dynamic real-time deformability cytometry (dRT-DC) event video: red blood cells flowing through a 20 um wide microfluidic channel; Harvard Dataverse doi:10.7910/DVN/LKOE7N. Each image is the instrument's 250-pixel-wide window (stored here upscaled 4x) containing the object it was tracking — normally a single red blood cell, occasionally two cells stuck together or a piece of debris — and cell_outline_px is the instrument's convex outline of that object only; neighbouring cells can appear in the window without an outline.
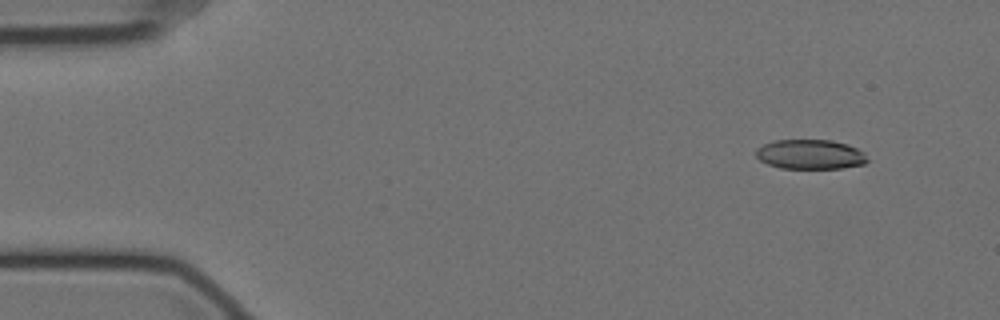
{"species": "Egyptian fruit bat (a non-hibernating species)", "species_latin": "Rousettus aegyptiacus", "temperature_condition": "cold", "stored_images_in_passage": 54, "camera_frame_rate_fps": 3000, "um_per_image_px": 0.085, "animal": {"sex": "female"}, "frame": {"image": 1, "passage_image": 2, "time_ms": 0.333, "image_size_px": [1000, 320], "cell_outline_px": [[868, 160], [864, 164], [840, 168], [780, 168], [768, 164], [760, 160], [756, 156], [756, 148], [764, 144], [776, 140], [832, 140], [848, 144], [864, 152]], "centroid_in_image_um": [68.87, 13.12], "position_along_channel_um": 16.1, "area_um2": 19.19}}
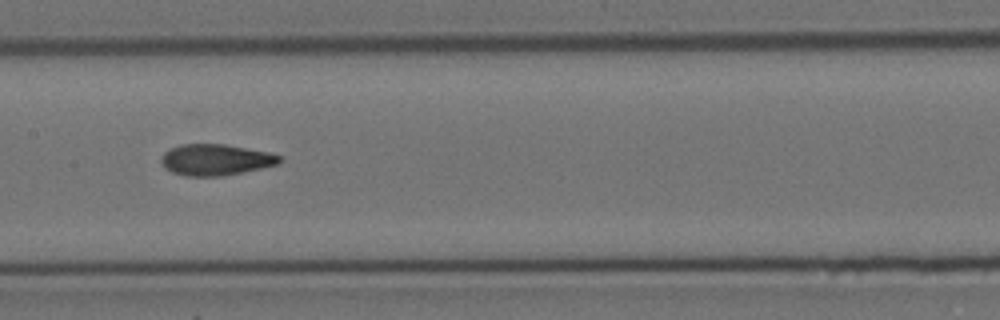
{"frame": {"image": 2, "passage_image": 25, "time_ms": 8.0, "image_size_px": [1000, 320], "cell_outline_px": [[284, 160], [280, 164], [224, 176], [184, 176], [172, 172], [164, 168], [160, 160], [164, 152], [180, 144], [224, 144], [268, 152], [280, 156]], "centroid_in_image_um": [18.33, 13.59], "position_along_channel_um": 189.1, "area_um2": 21.62}}
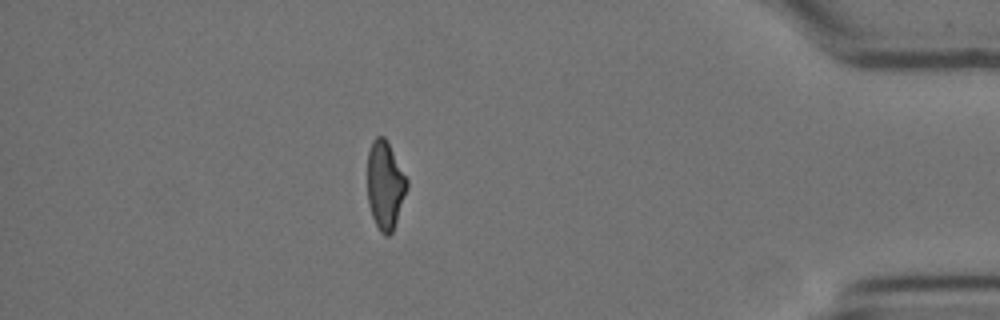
{"frame": {"image": 3, "passage_image": 47, "time_ms": 15.333, "image_size_px": [1000, 320], "cell_outline_px": [[408, 188], [392, 232], [388, 236], [384, 236], [380, 232], [372, 216], [368, 204], [368, 152], [372, 140], [376, 136], [384, 136], [408, 180]], "centroid_in_image_um": [32.73, 15.75], "position_along_channel_um": 402.5, "area_um2": 20.17}, "authors_computed_cell_mechanics": {"area_um2": 21.4149, "velocity_mm_per_s": 3.5182, "shape_relaxation_time_tau1_ms": 5.3875, "shape_relaxation_time_tau2_ms": 2.6315, "deformation_change_tau1": 0.1606, "deformation_change_tau2": 0.0864}}